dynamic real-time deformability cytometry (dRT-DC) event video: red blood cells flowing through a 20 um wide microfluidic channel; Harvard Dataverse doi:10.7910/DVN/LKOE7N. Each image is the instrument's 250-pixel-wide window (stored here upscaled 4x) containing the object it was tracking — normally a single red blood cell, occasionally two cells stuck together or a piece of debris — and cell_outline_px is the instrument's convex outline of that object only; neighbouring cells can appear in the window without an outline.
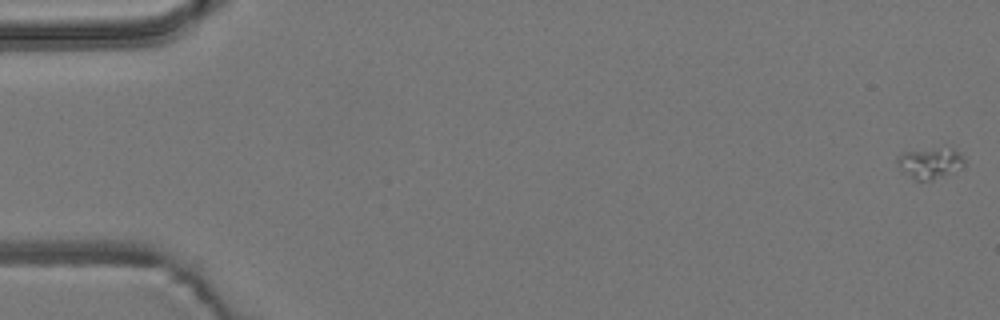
{"species": "common noctule bat (a hibernating species)", "species_latin": "Nyctalus noctula", "temperature_condition": "room temperature", "stored_images_in_passage": 5, "camera_frame_rate_fps": 3000, "um_per_image_px": 0.085, "animal": {"sex": "male", "body_mass_g": 19.2, "forearm_length_mm": 51.8}, "frame": {"image": 1, "passage_image": 1, "time_ms": 0.0, "image_size_px": [1000, 320], "cell_outline_px": [[964, 164], [960, 168], [932, 180], [916, 180], [900, 168], [896, 160], [896, 156], [904, 152], [936, 148], [952, 148], [960, 152], [964, 160]], "centroid_in_image_um": [79.06, 13.84], "position_along_channel_um": 5.9, "area_um2": 11.79}}